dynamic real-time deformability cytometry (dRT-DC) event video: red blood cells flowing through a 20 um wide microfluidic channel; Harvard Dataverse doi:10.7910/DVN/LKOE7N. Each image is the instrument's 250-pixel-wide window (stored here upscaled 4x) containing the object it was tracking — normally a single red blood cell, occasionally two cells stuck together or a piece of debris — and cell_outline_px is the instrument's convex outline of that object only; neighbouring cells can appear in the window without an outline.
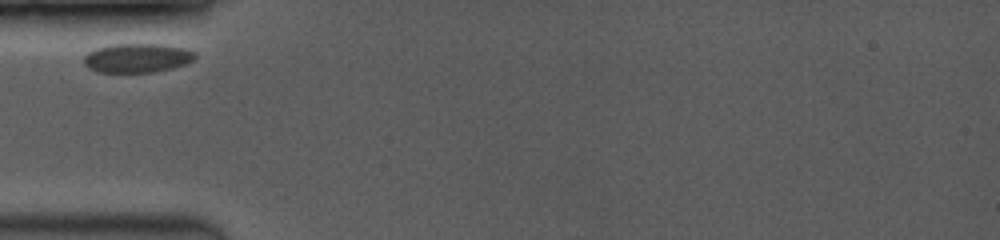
{"species": "common noctule bat (a hibernating species)", "species_latin": "Nyctalus noctula", "temperature_condition": "room temperature", "stored_images_in_passage": 22, "camera_frame_rate_fps": 3500, "um_per_image_px": 0.085, "animal": {"sex": "female", "body_mass_g": 19.0, "forearm_length_mm": 53.3}, "frame": {"image": 1, "passage_image": 1, "time_ms": 0.0, "image_size_px": [1000, 240], "cell_outline_px": [[196, 60], [172, 68], [156, 72], [96, 72], [88, 68], [84, 64], [84, 56], [88, 52], [96, 48], [112, 44], [160, 44], [184, 48], [196, 52]], "centroid_in_image_um": [11.67, 4.93], "position_along_channel_um": 73.3, "area_um2": 19.02}}
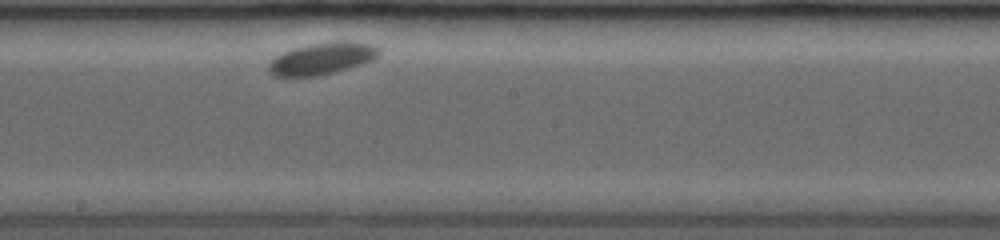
{"frame": {"image": 2, "passage_image": 10, "time_ms": 4.286, "image_size_px": [1000, 240], "cell_outline_px": [[380, 52], [372, 60], [348, 68], [320, 76], [276, 76], [268, 72], [268, 64], [276, 56], [292, 48], [308, 44], [348, 40], [372, 44], [380, 48]], "centroid_in_image_um": [27.37, 4.96], "position_along_channel_um": 220.8, "area_um2": 20.46}}
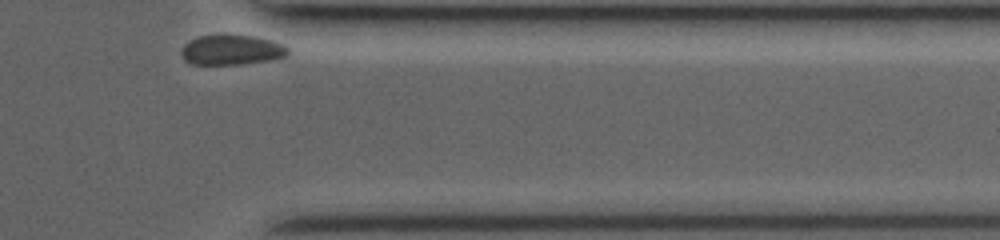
{"frame": {"image": 3, "passage_image": 22, "time_ms": 9.143, "image_size_px": [1000, 240], "cell_outline_px": [[288, 56], [268, 60], [240, 64], [188, 64], [184, 60], [184, 44], [200, 36], [256, 36], [272, 40], [284, 44], [288, 48]], "centroid_in_image_um": [19.75, 4.26], "position_along_channel_um": 391.6, "area_um2": 18.21}}